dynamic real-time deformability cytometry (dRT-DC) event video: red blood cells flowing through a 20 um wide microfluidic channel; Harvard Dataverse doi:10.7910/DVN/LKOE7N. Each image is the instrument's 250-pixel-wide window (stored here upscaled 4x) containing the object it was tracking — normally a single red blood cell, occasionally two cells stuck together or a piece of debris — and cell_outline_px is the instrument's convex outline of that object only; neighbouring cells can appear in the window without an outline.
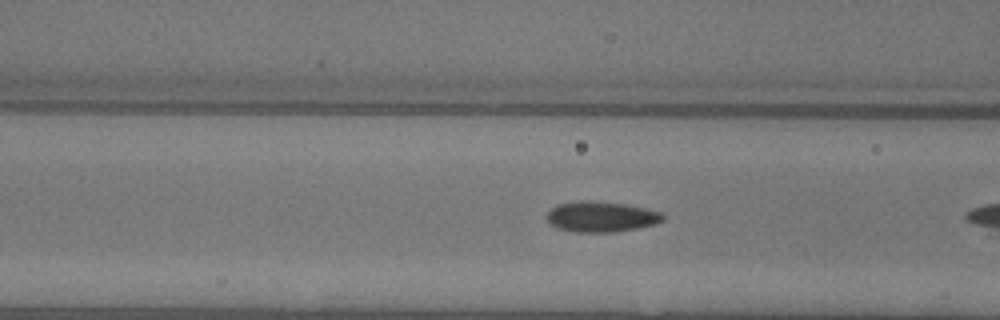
{"species": "common noctule bat (a hibernating species)", "species_latin": "Nyctalus noctula", "temperature_condition": "warm", "stored_images_in_passage": 8, "camera_frame_rate_fps": 3000, "um_per_image_px": 0.085, "animal": {"sex": "female"}, "frame": {"image": 1, "passage_image": 7, "time_ms": 2.0, "image_size_px": [1000, 320], "cell_outline_px": [[664, 220], [656, 224], [636, 228], [612, 232], [576, 232], [556, 228], [548, 220], [548, 212], [552, 208], [560, 204], [580, 200], [588, 200], [624, 204], [664, 212]], "centroid_in_image_um": [51.14, 18.42], "position_along_channel_um": 115.5, "area_um2": 20.52}}